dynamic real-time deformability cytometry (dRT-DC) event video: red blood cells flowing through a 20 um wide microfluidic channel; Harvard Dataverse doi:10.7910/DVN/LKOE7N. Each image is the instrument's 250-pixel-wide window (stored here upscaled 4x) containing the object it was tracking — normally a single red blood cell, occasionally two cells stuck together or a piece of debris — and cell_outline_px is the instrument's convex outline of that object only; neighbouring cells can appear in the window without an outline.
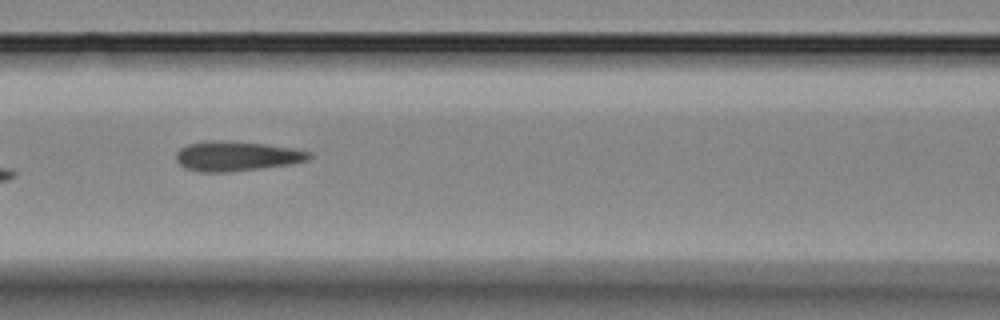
{"species": "Egyptian fruit bat (a non-hibernating species)", "species_latin": "Rousettus aegyptiacus", "temperature_condition": "room temperature", "stored_images_in_passage": 5, "camera_frame_rate_fps": 3000, "um_per_image_px": 0.085, "animal": {"sex": "female"}, "frame": {"image": 1, "passage_image": 5, "time_ms": 5.667, "image_size_px": [1000, 320], "cell_outline_px": [[316, 156], [308, 160], [292, 164], [232, 172], [200, 172], [184, 168], [176, 160], [176, 152], [180, 148], [188, 144], [212, 140], [224, 140], [264, 144], [292, 148], [312, 152]], "centroid_in_image_um": [20.14, 13.28], "position_along_channel_um": 146.5, "area_um2": 23.35}}